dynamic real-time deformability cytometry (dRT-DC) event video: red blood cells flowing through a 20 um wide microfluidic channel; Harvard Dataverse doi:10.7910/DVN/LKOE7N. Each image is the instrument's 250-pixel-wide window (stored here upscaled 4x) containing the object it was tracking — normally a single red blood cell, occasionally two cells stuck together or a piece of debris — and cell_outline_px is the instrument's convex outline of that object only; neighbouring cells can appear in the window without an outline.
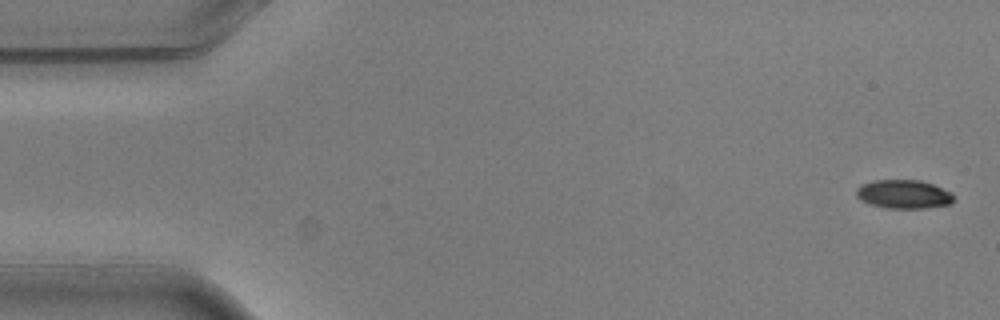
{"species": "common noctule bat (a hibernating species)", "species_latin": "Nyctalus noctula", "temperature_condition": "warm", "stored_images_in_passage": 5, "camera_frame_rate_fps": 3000, "um_per_image_px": 0.085, "animal": {"sex": "male", "body_mass_g": 20.5, "forearm_length_mm": 52.5}, "frame": {"image": 1, "passage_image": 1, "time_ms": 0.0, "image_size_px": [1000, 320], "cell_outline_px": [[956, 200], [952, 204], [924, 208], [884, 208], [868, 204], [860, 200], [856, 196], [856, 188], [860, 184], [872, 180], [920, 180], [932, 184], [952, 192]], "centroid_in_image_um": [76.8, 16.51], "position_along_channel_um": 8.2, "area_um2": 16.65}}
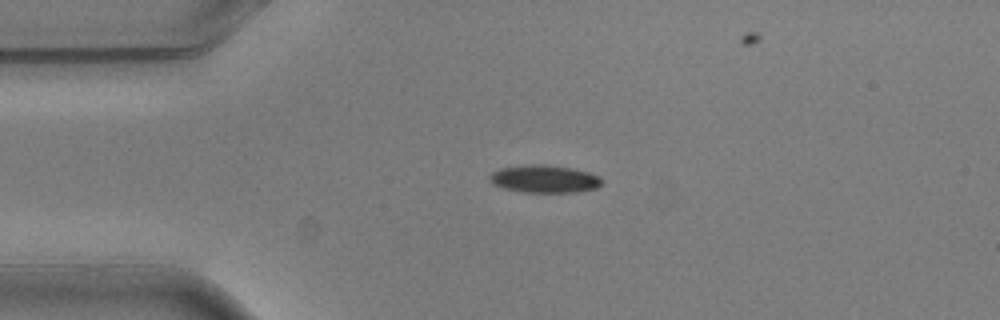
{"frame": {"image": 2, "passage_image": 4, "time_ms": 1.0, "image_size_px": [1000, 320], "cell_outline_px": [[604, 184], [596, 188], [576, 192], [524, 192], [504, 188], [492, 184], [488, 180], [488, 176], [492, 172], [500, 168], [528, 164], [548, 164], [572, 168], [588, 172], [600, 176]], "centroid_in_image_um": [46.27, 15.2], "position_along_channel_um": 38.7, "area_um2": 18.32}}